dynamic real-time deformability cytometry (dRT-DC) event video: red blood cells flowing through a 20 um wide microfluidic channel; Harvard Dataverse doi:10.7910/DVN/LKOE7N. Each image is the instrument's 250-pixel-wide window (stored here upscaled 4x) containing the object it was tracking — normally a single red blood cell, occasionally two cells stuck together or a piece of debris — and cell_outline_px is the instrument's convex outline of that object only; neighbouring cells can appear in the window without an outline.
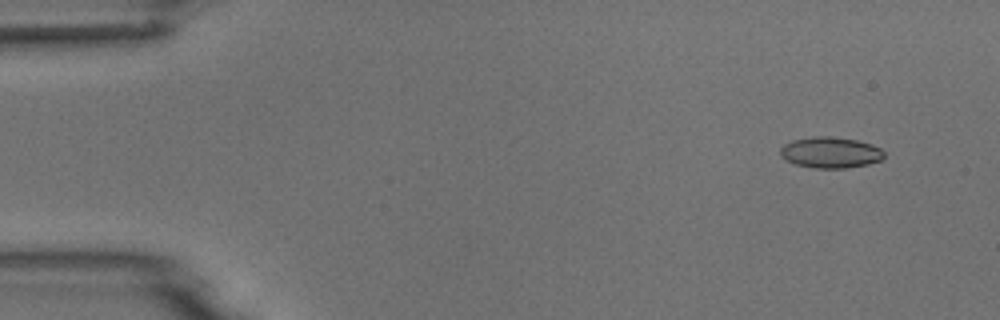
{"species": "common noctule bat (a hibernating species)", "species_latin": "Nyctalus noctula", "temperature_condition": "room temperature", "stored_images_in_passage": 6, "camera_frame_rate_fps": 3000, "um_per_image_px": 0.085, "animal": {"sex": "male", "body_mass_g": 18.8}, "frame": {"image": 1, "passage_image": 1, "time_ms": 0.0, "image_size_px": [1000, 320], "cell_outline_px": [[884, 156], [880, 160], [868, 164], [844, 168], [812, 168], [796, 164], [780, 156], [780, 148], [784, 144], [792, 140], [812, 136], [828, 136], [856, 140], [872, 144], [880, 148], [884, 152]], "centroid_in_image_um": [70.57, 12.95], "position_along_channel_um": 14.4, "area_um2": 18.73}}
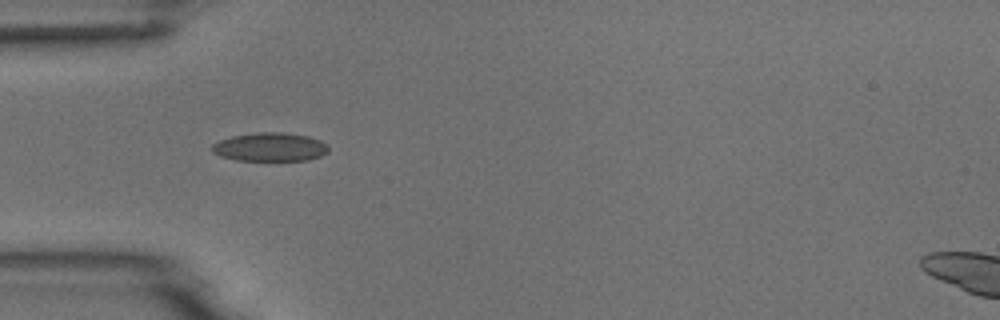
{"frame": {"image": 2, "passage_image": 4, "time_ms": 4.0, "image_size_px": [1000, 320], "cell_outline_px": [[328, 152], [320, 156], [308, 160], [236, 160], [220, 156], [212, 152], [212, 144], [220, 140], [232, 136], [256, 132], [284, 132], [308, 136], [320, 140], [328, 144]], "centroid_in_image_um": [22.96, 12.49], "position_along_channel_um": 62.0, "area_um2": 19.48}}